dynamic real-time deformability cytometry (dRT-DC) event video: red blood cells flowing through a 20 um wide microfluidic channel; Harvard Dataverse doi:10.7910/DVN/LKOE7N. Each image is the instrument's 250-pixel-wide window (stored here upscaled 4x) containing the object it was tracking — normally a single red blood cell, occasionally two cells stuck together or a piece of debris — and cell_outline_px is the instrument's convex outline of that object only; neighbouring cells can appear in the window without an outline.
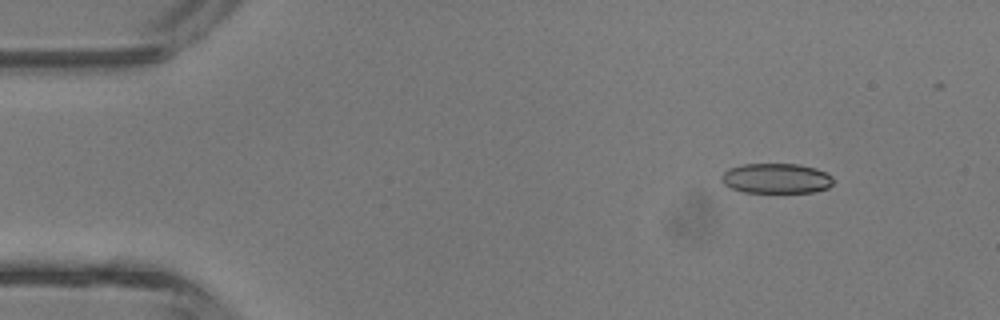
{"species": "common noctule bat (a hibernating species)", "species_latin": "Nyctalus noctula", "temperature_condition": "room temperature", "stored_images_in_passage": 32, "camera_frame_rate_fps": 3000, "um_per_image_px": 0.085, "animal": {"sex": "male", "body_mass_g": 13.3}, "frame": {"image": 1, "passage_image": 1, "time_ms": 0.0, "image_size_px": [1000, 320], "cell_outline_px": [[832, 184], [828, 188], [812, 192], [744, 192], [732, 188], [724, 184], [720, 180], [720, 176], [728, 168], [744, 164], [800, 164], [816, 168], [832, 176]], "centroid_in_image_um": [65.96, 15.16], "position_along_channel_um": 19.0, "area_um2": 19.59}}
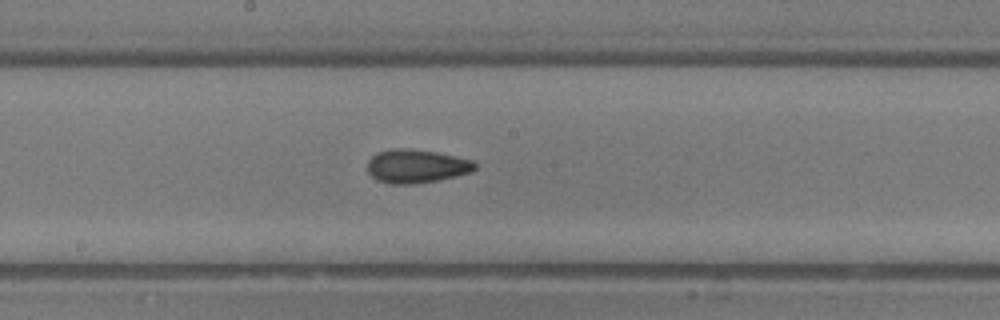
{"frame": {"image": 2, "passage_image": 18, "time_ms": 5.667, "image_size_px": [1000, 320], "cell_outline_px": [[476, 168], [472, 172], [440, 180], [416, 184], [392, 184], [376, 180], [368, 172], [368, 160], [376, 152], [392, 148], [408, 148], [436, 152], [472, 160], [476, 164]], "centroid_in_image_um": [35.38, 14.13], "position_along_channel_um": 212.8, "area_um2": 21.21}}
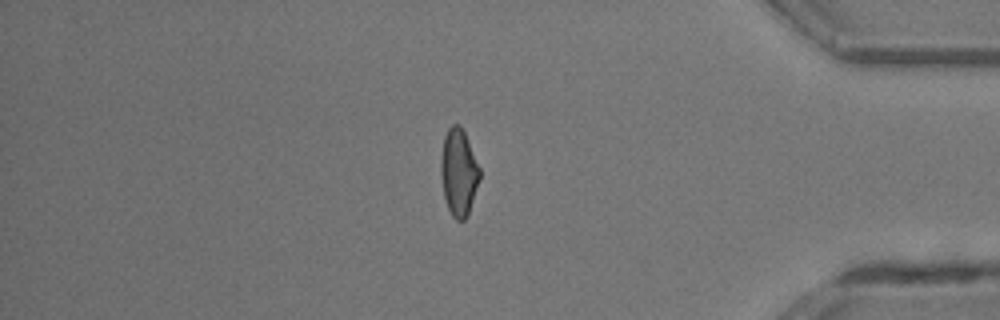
{"frame": {"image": 3, "passage_image": 31, "time_ms": 10.0, "image_size_px": [1000, 320], "cell_outline_px": [[480, 180], [468, 216], [464, 220], [456, 220], [452, 216], [448, 208], [444, 196], [440, 172], [440, 160], [444, 136], [448, 128], [452, 124], [460, 124], [464, 132], [480, 168]], "centroid_in_image_um": [38.99, 14.66], "position_along_channel_um": 396.2, "area_um2": 19.83}}